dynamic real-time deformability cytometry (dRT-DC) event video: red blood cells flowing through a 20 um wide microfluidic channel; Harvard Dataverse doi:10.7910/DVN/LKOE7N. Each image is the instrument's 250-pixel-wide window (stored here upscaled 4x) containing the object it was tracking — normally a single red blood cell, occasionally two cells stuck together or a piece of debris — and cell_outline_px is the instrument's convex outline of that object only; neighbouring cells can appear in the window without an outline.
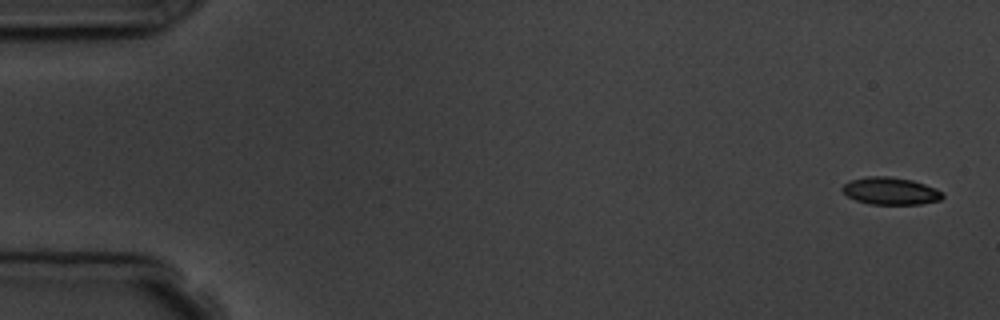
{"species": "common noctule bat (a hibernating species)", "species_latin": "Nyctalus noctula", "temperature_condition": "room temperature", "stored_images_in_passage": 6, "camera_frame_rate_fps": 3000, "um_per_image_px": 0.085, "animal": {"sex": "male", "body_mass_g": 19.5, "forearm_length_mm": 54.6}, "frame": {"image": 1, "passage_image": 1, "time_ms": 0.0, "image_size_px": [1000, 320], "cell_outline_px": [[944, 196], [940, 200], [920, 204], [868, 204], [856, 200], [848, 196], [840, 188], [844, 184], [852, 180], [868, 176], [888, 176], [912, 180], [936, 188], [944, 192]], "centroid_in_image_um": [75.71, 16.23], "position_along_channel_um": 9.3, "area_um2": 15.95}}
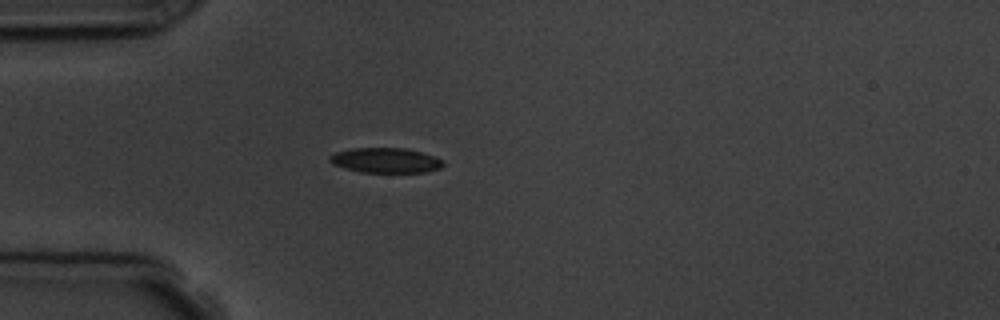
{"frame": {"image": 2, "passage_image": 5, "time_ms": 4.667, "image_size_px": [1000, 320], "cell_outline_px": [[444, 164], [440, 168], [424, 172], [360, 172], [332, 164], [328, 160], [328, 156], [332, 152], [352, 148], [404, 148], [420, 152], [444, 160]], "centroid_in_image_um": [32.72, 13.62], "position_along_channel_um": 52.3, "area_um2": 16.53}}